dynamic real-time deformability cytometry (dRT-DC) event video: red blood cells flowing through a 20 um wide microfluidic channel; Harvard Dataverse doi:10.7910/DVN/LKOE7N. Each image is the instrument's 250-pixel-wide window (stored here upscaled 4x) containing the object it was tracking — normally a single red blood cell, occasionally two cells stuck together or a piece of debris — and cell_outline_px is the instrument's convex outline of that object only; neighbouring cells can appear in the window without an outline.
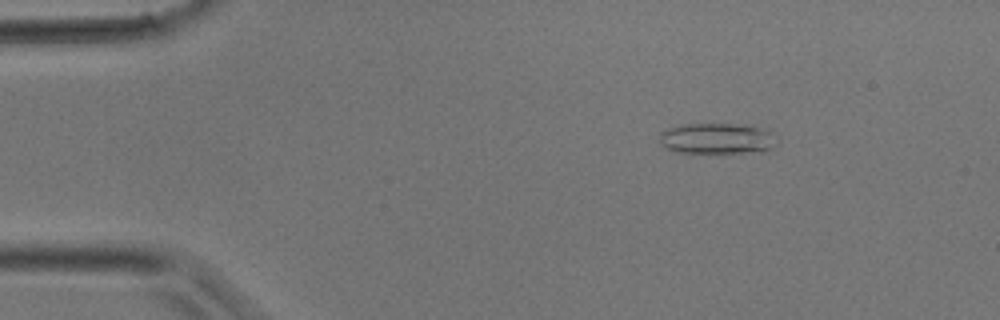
{"species": "common noctule bat (a hibernating species)", "species_latin": "Nyctalus noctula", "temperature_condition": "room temperature", "stored_images_in_passage": 37, "camera_frame_rate_fps": 3000, "um_per_image_px": 0.085, "animal": {"sex": "male", "body_mass_g": 17.9}, "frame": {"image": 1, "passage_image": 5, "time_ms": 1.333, "image_size_px": [1000, 320], "cell_outline_px": [[776, 144], [768, 152], [680, 152], [668, 148], [660, 144], [660, 132], [668, 128], [680, 124], [756, 124], [772, 128]], "centroid_in_image_um": [61.07, 11.74], "position_along_channel_um": 23.9, "area_um2": 21.62}}
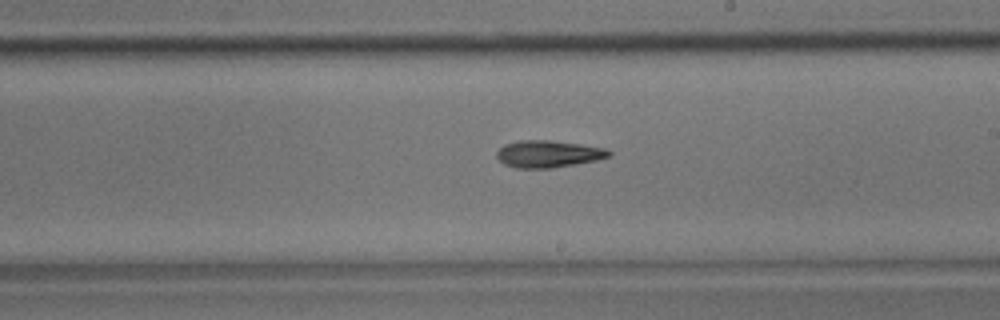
{"frame": {"image": 2, "passage_image": 21, "time_ms": 6.667, "image_size_px": [1000, 320], "cell_outline_px": [[612, 156], [596, 160], [576, 164], [552, 168], [516, 168], [504, 164], [496, 156], [496, 152], [504, 144], [520, 140], [548, 140], [580, 144], [604, 148], [612, 152]], "centroid_in_image_um": [46.6, 13.08], "position_along_channel_um": 242.4, "area_um2": 17.69}}
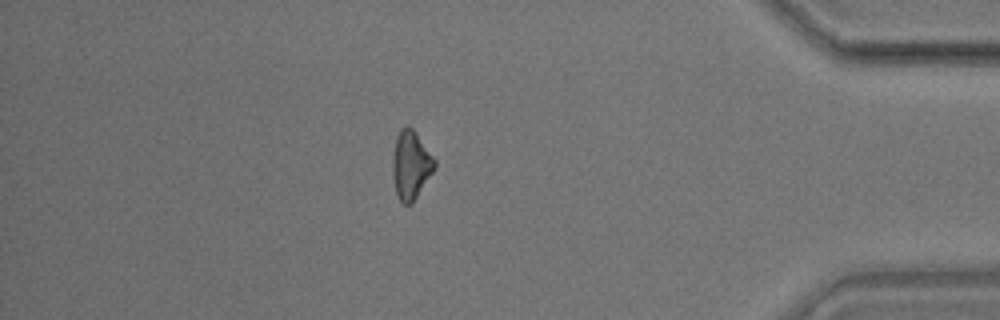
{"frame": {"image": 3, "passage_image": 32, "time_ms": 10.333, "image_size_px": [1000, 320], "cell_outline_px": [[436, 164], [432, 172], [412, 204], [404, 204], [400, 200], [396, 192], [392, 172], [392, 156], [396, 136], [400, 128], [404, 124], [408, 124], [412, 128], [436, 160]], "centroid_in_image_um": [34.9, 13.98], "position_along_channel_um": 400.3, "area_um2": 16.7}}